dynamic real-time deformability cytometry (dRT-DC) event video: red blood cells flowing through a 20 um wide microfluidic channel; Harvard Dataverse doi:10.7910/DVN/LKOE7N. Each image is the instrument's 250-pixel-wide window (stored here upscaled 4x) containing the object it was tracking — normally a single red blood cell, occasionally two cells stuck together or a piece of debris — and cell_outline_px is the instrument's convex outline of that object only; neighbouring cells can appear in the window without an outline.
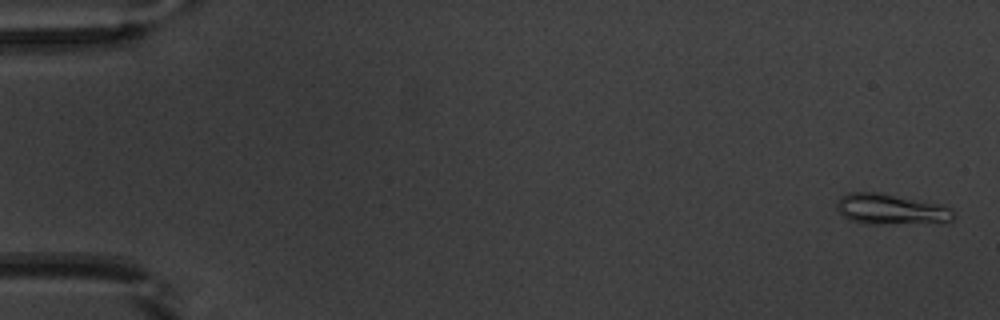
{"species": "common noctule bat (a hibernating species)", "species_latin": "Nyctalus noctula", "temperature_condition": "warm", "stored_images_in_passage": 53, "camera_frame_rate_fps": 3000, "um_per_image_px": 0.085, "animal": {"sex": "male", "body_mass_g": 20.1, "forearm_length_mm": 53.5}, "frame": {"image": 1, "passage_image": 2, "time_ms": 0.333, "image_size_px": [1000, 320], "cell_outline_px": [[956, 216], [952, 220], [944, 224], [864, 224], [848, 220], [836, 208], [836, 200], [840, 196], [848, 192], [876, 192], [940, 204], [952, 208], [956, 212]], "centroid_in_image_um": [75.78, 17.82], "position_along_channel_um": 9.2, "area_um2": 21.56}}
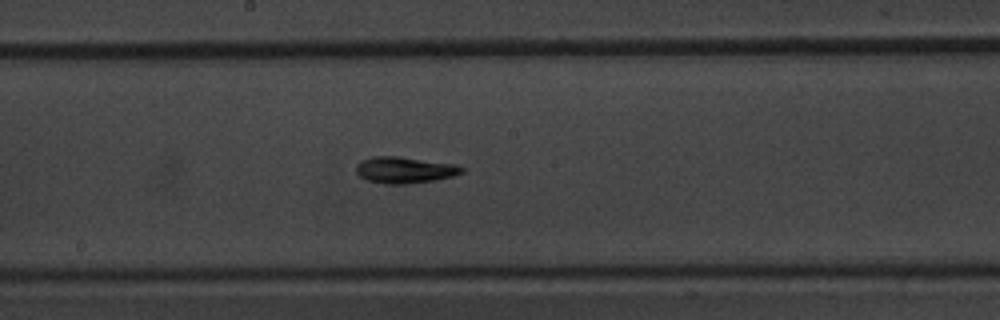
{"frame": {"image": 2, "passage_image": 29, "time_ms": 9.333, "image_size_px": [1000, 320], "cell_outline_px": [[464, 172], [452, 176], [436, 180], [408, 184], [384, 184], [368, 180], [360, 176], [356, 172], [356, 164], [360, 160], [372, 156], [396, 156], [456, 164], [464, 168]], "centroid_in_image_um": [34.38, 14.45], "position_along_channel_um": 213.8, "area_um2": 16.36}}
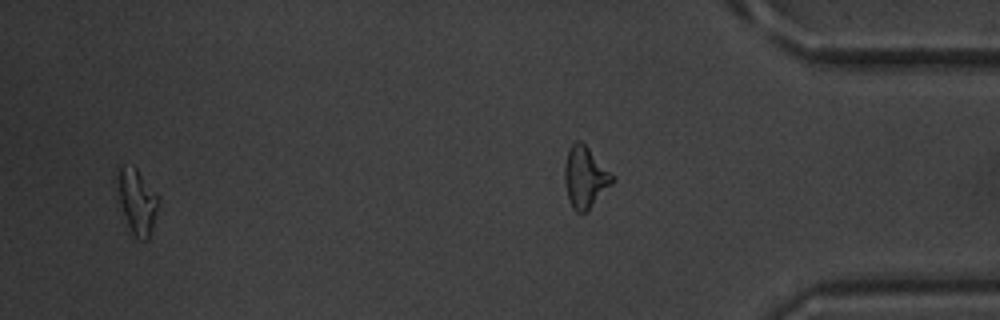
{"frame": {"image": 3, "passage_image": 51, "time_ms": 16.667, "image_size_px": [1000, 320], "cell_outline_px": [[160, 200], [148, 240], [140, 240], [132, 232], [128, 224], [120, 204], [112, 180], [116, 164], [132, 164], [136, 168], [160, 196]], "centroid_in_image_um": [11.57, 16.95], "position_along_channel_um": 423.6, "area_um2": 16.36}, "authors_computed_cell_mechanics": {"area_um2": 15.3748, "velocity_mm_per_s": 3.9159, "shape_relaxation_time_tau1_ms": 4.6234, "shape_relaxation_time_tau2_ms": 5.4398, "deformation_change_tau1": 0.1626, "deformation_change_tau2": 0.1277}}